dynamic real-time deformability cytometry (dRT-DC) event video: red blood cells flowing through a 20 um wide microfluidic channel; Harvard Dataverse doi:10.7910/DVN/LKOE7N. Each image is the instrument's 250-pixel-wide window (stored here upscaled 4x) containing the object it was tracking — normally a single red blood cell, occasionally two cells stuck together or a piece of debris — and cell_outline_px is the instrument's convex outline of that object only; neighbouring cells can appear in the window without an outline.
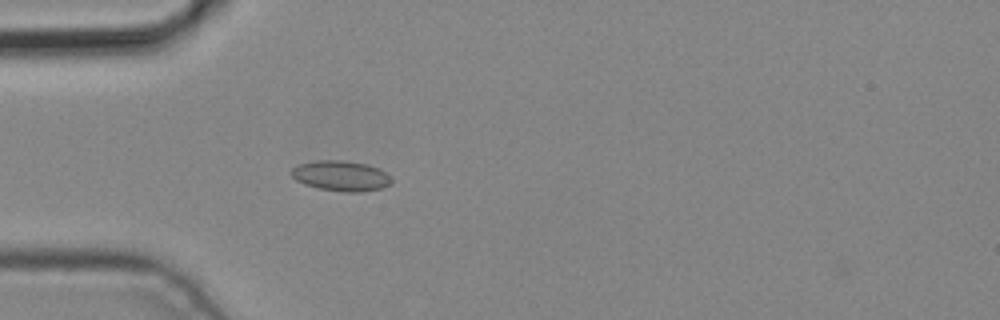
{"species": "common noctule bat (a hibernating species)", "species_latin": "Nyctalus noctula", "temperature_condition": "cold", "stored_images_in_passage": 3, "camera_frame_rate_fps": 3000, "um_per_image_px": 0.085, "animal": {"sex": "male", "body_mass_g": 19.2, "forearm_length_mm": 51.8}, "frame": {"image": 1, "passage_image": 3, "time_ms": 0.667, "image_size_px": [1000, 320], "cell_outline_px": [[392, 184], [380, 188], [360, 192], [344, 192], [320, 188], [304, 184], [296, 180], [288, 172], [292, 168], [300, 164], [316, 160], [344, 160], [368, 164], [380, 168], [392, 180]], "centroid_in_image_um": [28.97, 14.93], "position_along_channel_um": 56.0, "area_um2": 17.74}}